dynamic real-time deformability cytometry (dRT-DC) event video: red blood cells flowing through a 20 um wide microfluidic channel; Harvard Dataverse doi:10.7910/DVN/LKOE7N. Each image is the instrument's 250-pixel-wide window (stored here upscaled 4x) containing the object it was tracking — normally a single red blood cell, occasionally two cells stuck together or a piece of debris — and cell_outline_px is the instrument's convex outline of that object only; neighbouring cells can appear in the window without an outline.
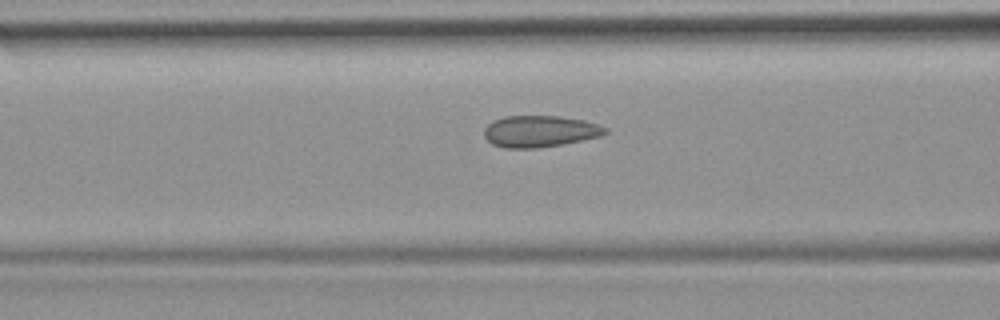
{"species": "common noctule bat (a hibernating species)", "species_latin": "Nyctalus noctula", "temperature_condition": "room temperature", "stored_images_in_passage": 15, "camera_frame_rate_fps": 3000, "um_per_image_px": 0.085, "animal": {"sex": "female", "body_mass_g": 19.9}, "frame": {"image": 1, "passage_image": 13, "time_ms": 4.0, "image_size_px": [1000, 320], "cell_outline_px": [[608, 132], [600, 136], [560, 144], [536, 148], [504, 148], [492, 144], [484, 136], [484, 128], [492, 120], [504, 116], [560, 116], [584, 120], [608, 128]], "centroid_in_image_um": [45.85, 11.15], "position_along_channel_um": 120.8, "area_um2": 22.2}}